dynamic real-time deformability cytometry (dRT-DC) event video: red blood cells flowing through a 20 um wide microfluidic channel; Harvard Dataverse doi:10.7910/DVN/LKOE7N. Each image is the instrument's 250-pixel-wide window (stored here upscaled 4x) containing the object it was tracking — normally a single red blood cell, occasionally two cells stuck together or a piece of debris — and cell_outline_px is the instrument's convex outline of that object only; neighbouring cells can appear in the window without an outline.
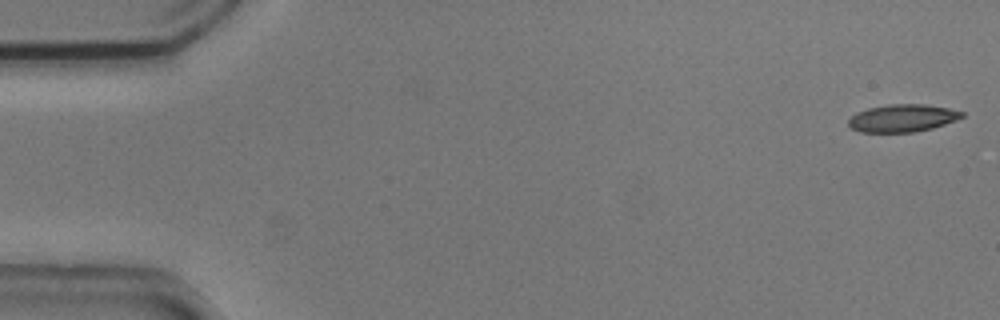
{"species": "common noctule bat (a hibernating species)", "species_latin": "Nyctalus noctula", "temperature_condition": "cold", "stored_images_in_passage": 53, "camera_frame_rate_fps": 3000, "um_per_image_px": 0.085, "animal": {"sex": "male", "body_mass_g": 20.5, "forearm_length_mm": 52.5}, "frame": {"image": 1, "passage_image": 1, "time_ms": 0.0, "image_size_px": [1000, 320], "cell_outline_px": [[964, 116], [956, 120], [932, 128], [912, 132], [860, 132], [852, 128], [848, 124], [848, 120], [856, 112], [868, 108], [888, 104], [924, 104], [948, 108], [964, 112]], "centroid_in_image_um": [76.7, 10.03], "position_along_channel_um": 8.3, "area_um2": 18.15}}
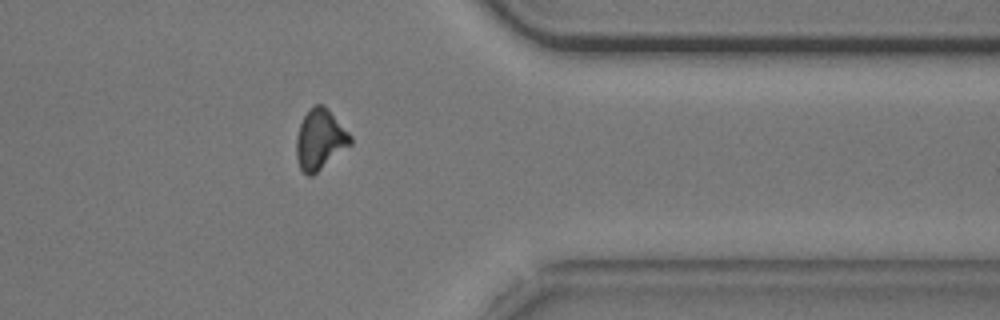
{"frame": {"image": 2, "passage_image": 43, "time_ms": 14.0, "image_size_px": [1000, 320], "cell_outline_px": [[352, 144], [312, 176], [308, 176], [300, 168], [296, 156], [296, 136], [300, 124], [304, 116], [316, 104], [324, 104], [352, 136]], "centroid_in_image_um": [27.21, 11.86], "position_along_channel_um": 384.2, "area_um2": 18.9}}
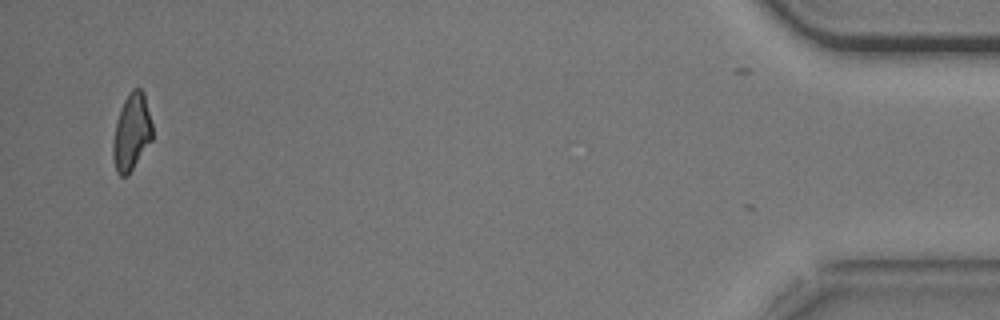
{"frame": {"image": 3, "passage_image": 52, "time_ms": 17.0, "image_size_px": [1000, 320], "cell_outline_px": [[152, 140], [128, 176], [120, 176], [116, 172], [112, 156], [112, 144], [116, 124], [124, 100], [128, 92], [132, 88], [140, 88], [144, 92], [152, 124]], "centroid_in_image_um": [11.19, 11.25], "position_along_channel_um": 424.0, "area_um2": 17.69}, "authors_computed_cell_mechanics": {"area_um2": 18.6694, "velocity_mm_per_s": 3.7383, "shape_relaxation_time_tau1_ms": 2.5064, "shape_relaxation_time_tau2_ms": null, "deformation_change_tau1": 0.1071, "deformation_change_tau2": null}}